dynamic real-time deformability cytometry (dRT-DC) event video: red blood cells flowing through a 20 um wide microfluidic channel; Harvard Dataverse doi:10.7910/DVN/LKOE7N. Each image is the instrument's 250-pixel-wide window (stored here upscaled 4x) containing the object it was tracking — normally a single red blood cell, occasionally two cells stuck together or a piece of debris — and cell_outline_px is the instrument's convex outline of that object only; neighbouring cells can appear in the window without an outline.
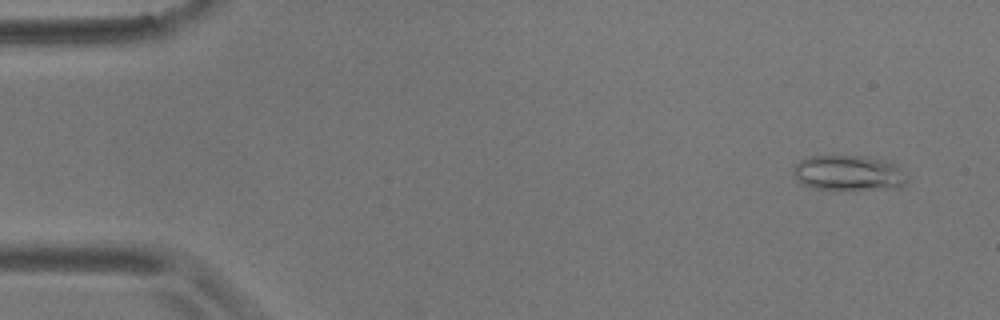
{"species": "common noctule bat (a hibernating species)", "species_latin": "Nyctalus noctula", "temperature_condition": "room temperature", "stored_images_in_passage": 6, "camera_frame_rate_fps": 3000, "um_per_image_px": 0.085, "animal": {"sex": "male", "body_mass_g": 17.9}, "frame": {"image": 1, "passage_image": 1, "time_ms": 0.0, "image_size_px": [1000, 320], "cell_outline_px": [[908, 180], [900, 188], [840, 192], [812, 188], [800, 184], [796, 180], [792, 168], [800, 160], [808, 156], [864, 156], [880, 160], [892, 164]], "centroid_in_image_um": [72.03, 14.77], "position_along_channel_um": 13.0, "area_um2": 23.93}}
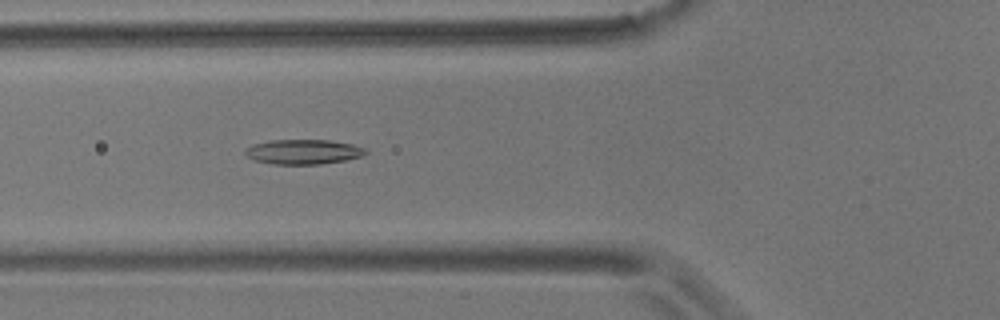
{"frame": {"image": 2, "passage_image": 6, "time_ms": 5.667, "image_size_px": [1000, 320], "cell_outline_px": [[368, 152], [364, 156], [344, 160], [320, 164], [272, 164], [252, 160], [244, 152], [252, 144], [272, 140], [328, 140], [352, 144], [364, 148]], "centroid_in_image_um": [25.78, 12.9], "position_along_channel_um": 100.0, "area_um2": 17.34}}